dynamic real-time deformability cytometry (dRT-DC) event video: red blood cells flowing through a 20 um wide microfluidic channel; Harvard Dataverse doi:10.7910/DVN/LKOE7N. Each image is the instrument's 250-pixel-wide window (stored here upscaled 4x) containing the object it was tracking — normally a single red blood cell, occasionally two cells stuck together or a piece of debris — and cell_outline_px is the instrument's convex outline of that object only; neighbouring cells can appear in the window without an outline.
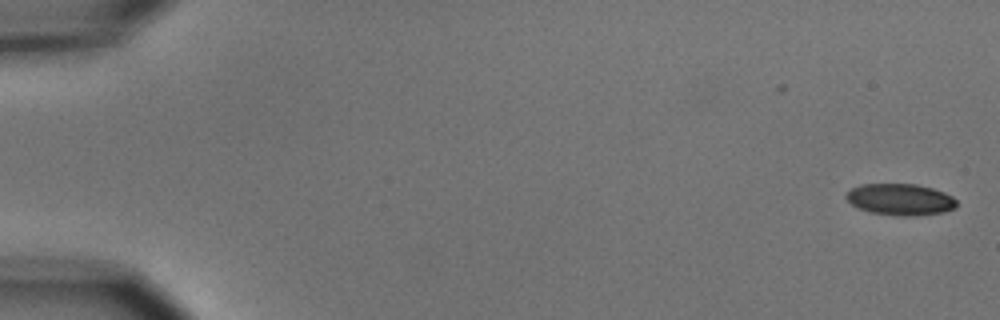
{"species": "common noctule bat (a hibernating species)", "species_latin": "Nyctalus noctula", "temperature_condition": "cold", "stored_images_in_passage": 2, "camera_frame_rate_fps": 3000, "um_per_image_px": 0.085, "animal": {"sex": "male", "body_mass_g": 15.6}, "frame": {"image": 1, "passage_image": 2, "time_ms": 1.0, "image_size_px": [1000, 320], "cell_outline_px": [[956, 208], [944, 212], [912, 216], [896, 216], [872, 212], [860, 208], [852, 204], [844, 196], [852, 188], [860, 184], [916, 184], [932, 188], [944, 192], [952, 196], [956, 200]], "centroid_in_image_um": [76.55, 16.95], "position_along_channel_um": 8.5, "area_um2": 20.23}}